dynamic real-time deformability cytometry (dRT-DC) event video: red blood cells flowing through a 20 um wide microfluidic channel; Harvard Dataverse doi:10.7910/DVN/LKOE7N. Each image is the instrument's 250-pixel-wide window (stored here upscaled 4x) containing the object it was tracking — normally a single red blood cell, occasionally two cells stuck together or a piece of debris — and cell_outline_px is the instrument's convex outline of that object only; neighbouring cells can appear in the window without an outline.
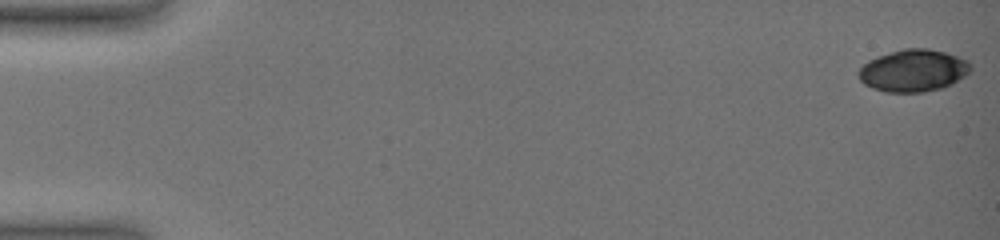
{"species": "common noctule bat (a hibernating species)", "species_latin": "Nyctalus noctula", "temperature_condition": "warm", "stored_images_in_passage": 8, "camera_frame_rate_fps": 3000, "um_per_image_px": 0.085, "animal": {"sex": "female", "body_mass_g": 19.0, "forearm_length_mm": 51.5}, "frame": {"image": 1, "passage_image": 1, "time_ms": 0.0, "image_size_px": [1000, 240], "cell_outline_px": [[972, 68], [964, 76], [952, 84], [940, 88], [924, 92], [884, 92], [872, 88], [864, 84], [860, 80], [856, 72], [868, 60], [904, 48], [928, 48], [944, 52], [968, 60], [972, 64]], "centroid_in_image_um": [77.62, 6.0], "position_along_channel_um": 7.4, "area_um2": 27.51}}
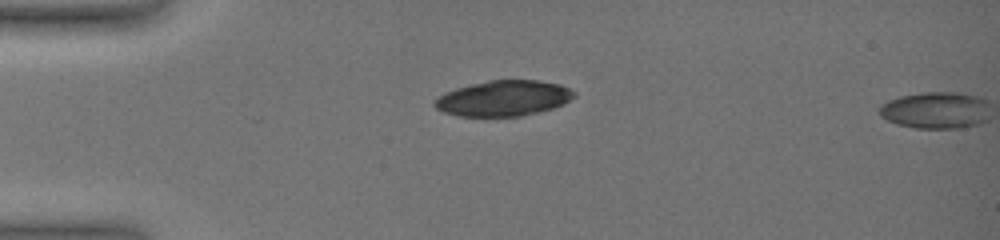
{"frame": {"image": 2, "passage_image": 7, "time_ms": 4.333, "image_size_px": [1000, 240], "cell_outline_px": [[576, 96], [564, 104], [552, 108], [520, 116], [456, 116], [444, 112], [436, 108], [432, 104], [440, 96], [456, 88], [488, 80], [540, 80], [560, 84], [576, 92]], "centroid_in_image_um": [42.83, 8.35], "position_along_channel_um": 42.2, "area_um2": 28.78}}